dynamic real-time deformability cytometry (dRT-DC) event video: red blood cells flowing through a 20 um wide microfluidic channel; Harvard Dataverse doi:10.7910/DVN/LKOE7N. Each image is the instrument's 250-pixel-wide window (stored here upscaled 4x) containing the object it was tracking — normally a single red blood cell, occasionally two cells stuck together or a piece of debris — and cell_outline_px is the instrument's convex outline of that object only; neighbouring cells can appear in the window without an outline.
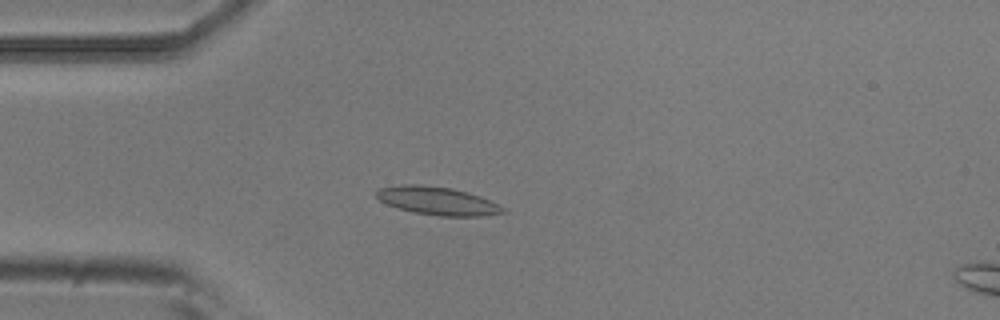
{"species": "common noctule bat (a hibernating species)", "species_latin": "Nyctalus noctula", "temperature_condition": "room temperature", "stored_images_in_passage": 4, "camera_frame_rate_fps": 3000, "um_per_image_px": 0.085, "animal": {"sex": "male", "body_mass_g": 20.5, "forearm_length_mm": 52.5}, "frame": {"image": 1, "passage_image": 4, "time_ms": 1.0, "image_size_px": [1000, 320], "cell_outline_px": [[508, 212], [480, 216], [440, 216], [412, 212], [388, 204], [380, 200], [376, 196], [376, 192], [380, 188], [400, 184], [420, 184], [452, 188], [468, 192], [480, 196], [504, 208]], "centroid_in_image_um": [37.18, 17.07], "position_along_channel_um": 47.8, "area_um2": 20.63}}